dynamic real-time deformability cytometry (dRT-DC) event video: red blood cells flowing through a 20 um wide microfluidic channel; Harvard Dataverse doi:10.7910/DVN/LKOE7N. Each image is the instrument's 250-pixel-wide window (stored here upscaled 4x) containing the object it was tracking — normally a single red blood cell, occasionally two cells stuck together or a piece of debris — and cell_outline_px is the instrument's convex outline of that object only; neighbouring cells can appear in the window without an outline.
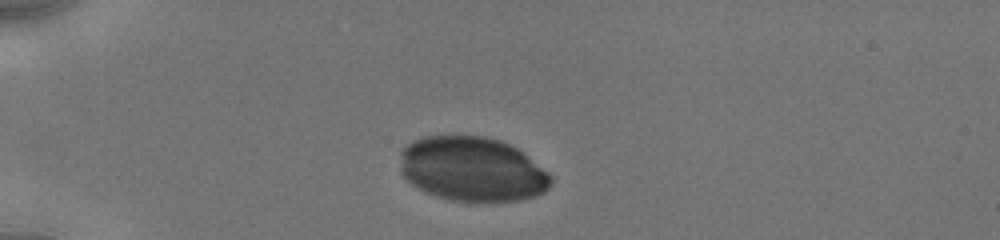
{"species": "human", "species_latin": "Homo sapiens", "temperature_condition": "cold", "stored_images_in_passage": 3, "camera_frame_rate_fps": 3000, "um_per_image_px": 0.085, "donor": {"sex": "male"}, "frame": {"image": 1, "passage_image": 1, "time_ms": 0.0, "image_size_px": [1000, 240], "cell_outline_px": [[552, 184], [544, 192], [536, 196], [524, 200], [484, 204], [472, 204], [452, 200], [436, 196], [412, 184], [400, 172], [400, 152], [412, 140], [424, 136], [484, 136], [500, 140], [516, 148], [528, 156], [548, 172], [552, 176]], "centroid_in_image_um": [40.17, 14.42], "position_along_channel_um": 44.8, "area_um2": 57.68}}
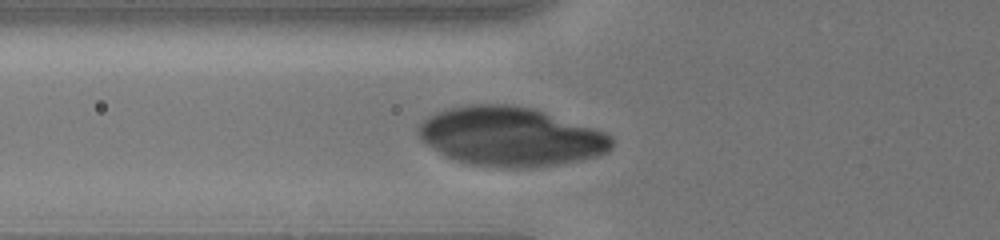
{"frame": {"image": 2, "passage_image": 3, "time_ms": 2.0, "image_size_px": [1000, 240], "cell_outline_px": [[616, 144], [608, 152], [596, 156], [580, 160], [560, 164], [512, 168], [500, 168], [468, 164], [444, 156], [424, 144], [420, 140], [416, 132], [416, 128], [428, 116], [436, 112], [448, 108], [468, 104], [516, 104], [536, 108], [596, 128], [612, 136]], "centroid_in_image_um": [43.39, 11.59], "position_along_channel_um": 82.4, "area_um2": 67.68}}